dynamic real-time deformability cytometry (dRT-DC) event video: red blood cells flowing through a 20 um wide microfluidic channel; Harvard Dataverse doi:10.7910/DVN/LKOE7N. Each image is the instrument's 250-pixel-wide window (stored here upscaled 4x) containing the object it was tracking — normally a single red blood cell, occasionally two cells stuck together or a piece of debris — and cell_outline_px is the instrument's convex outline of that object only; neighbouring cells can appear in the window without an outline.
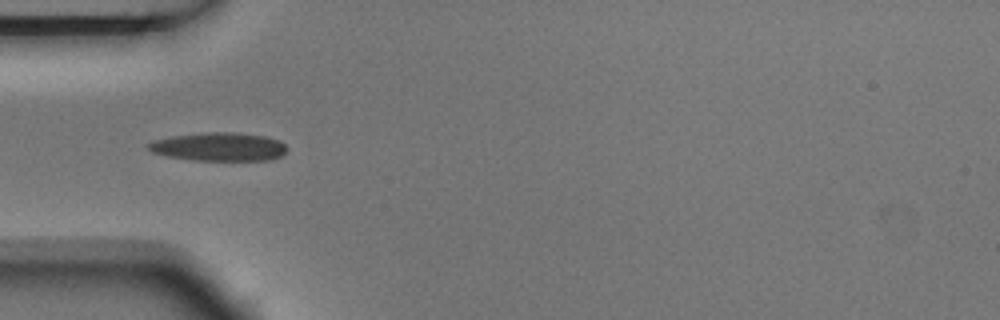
{"species": "Egyptian fruit bat (a non-hibernating species)", "species_latin": "Rousettus aegyptiacus", "temperature_condition": "room temperature", "stored_images_in_passage": 6, "camera_frame_rate_fps": 3000, "um_per_image_px": 0.085, "animal": {"sex": "male"}, "frame": {"image": 1, "passage_image": 5, "time_ms": 1.333, "image_size_px": [1000, 320], "cell_outline_px": [[288, 148], [280, 156], [272, 160], [192, 160], [168, 156], [152, 152], [144, 144], [152, 140], [172, 136], [208, 132], [236, 132], [264, 136], [280, 140]], "centroid_in_image_um": [18.59, 12.47], "position_along_channel_um": 66.4, "area_um2": 23.06}}
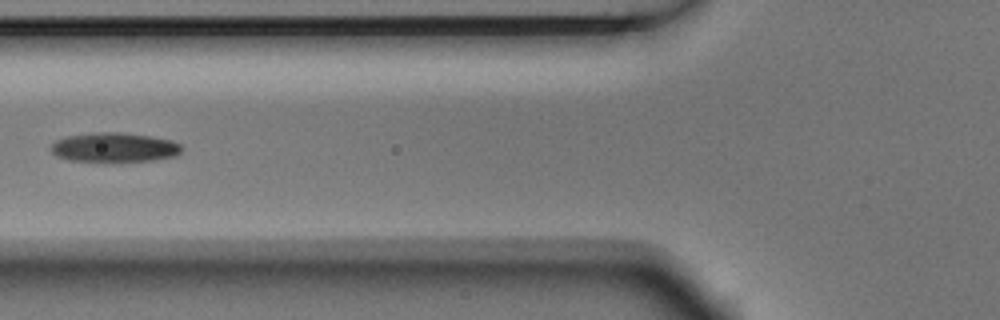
{"frame": {"image": 2, "passage_image": 6, "time_ms": 1.667, "image_size_px": [1000, 320], "cell_outline_px": [[180, 152], [176, 156], [152, 160], [112, 164], [104, 164], [68, 160], [56, 156], [52, 152], [52, 144], [56, 140], [68, 136], [96, 132], [124, 132], [172, 140], [180, 144]], "centroid_in_image_um": [9.69, 12.57], "position_along_channel_um": 116.1, "area_um2": 23.18}}